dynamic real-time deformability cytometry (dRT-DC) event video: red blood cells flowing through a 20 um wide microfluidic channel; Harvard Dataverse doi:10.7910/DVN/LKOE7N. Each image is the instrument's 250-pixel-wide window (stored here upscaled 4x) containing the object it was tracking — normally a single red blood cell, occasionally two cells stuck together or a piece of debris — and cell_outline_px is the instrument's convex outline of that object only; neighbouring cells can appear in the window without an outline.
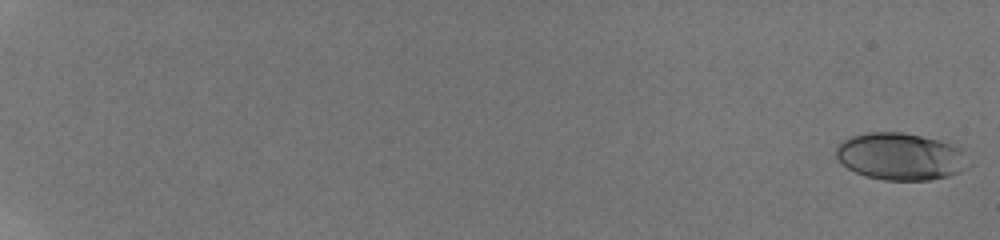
{"species": "human", "species_latin": "Homo sapiens", "temperature_condition": "room temperature", "stored_images_in_passage": 42, "camera_frame_rate_fps": 3000, "um_per_image_px": 0.085, "donor": {"sex": "male"}, "frame": {"image": 1, "passage_image": 1, "time_ms": 0.0, "image_size_px": [1000, 240], "cell_outline_px": [[972, 164], [968, 168], [960, 172], [948, 176], [928, 180], [884, 180], [864, 176], [848, 168], [836, 156], [836, 148], [844, 140], [852, 136], [868, 132], [900, 132], [940, 140], [952, 144], [960, 148]], "centroid_in_image_um": [76.59, 13.31], "position_along_channel_um": 8.4, "area_um2": 36.41}}
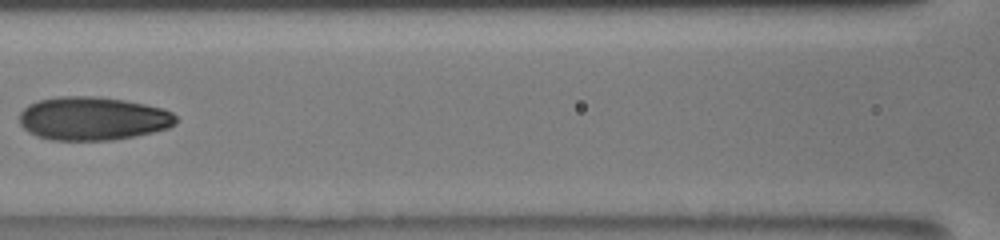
{"frame": {"image": 2, "passage_image": 27, "time_ms": 10.333, "image_size_px": [1000, 240], "cell_outline_px": [[176, 124], [168, 128], [136, 136], [112, 140], [52, 140], [36, 136], [28, 132], [20, 124], [20, 112], [28, 104], [40, 100], [56, 96], [96, 96], [124, 100], [164, 108], [172, 112], [176, 116]], "centroid_in_image_um": [7.89, 10.07], "position_along_channel_um": 158.7, "area_um2": 39.82}}
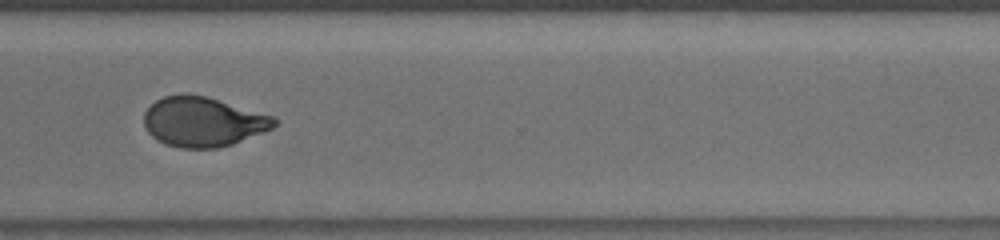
{"frame": {"image": 3, "passage_image": 35, "time_ms": 15.333, "image_size_px": [1000, 240], "cell_outline_px": [[276, 124], [272, 128], [232, 144], [216, 148], [180, 148], [164, 144], [156, 140], [148, 132], [144, 124], [144, 112], [156, 100], [164, 96], [208, 96], [272, 116], [276, 120]], "centroid_in_image_um": [17.23, 10.37], "position_along_channel_um": 353.4, "area_um2": 37.17}, "authors_computed_cell_mechanics": {"area_um2": 36.992, "velocity_mm_per_s": 3.9087, "shape_relaxation_time_tau1_ms": 9.6328, "shape_relaxation_time_tau2_ms": 1.4559, "deformation_change_tau1": 0.2852, "deformation_change_tau2": 0.0676}}